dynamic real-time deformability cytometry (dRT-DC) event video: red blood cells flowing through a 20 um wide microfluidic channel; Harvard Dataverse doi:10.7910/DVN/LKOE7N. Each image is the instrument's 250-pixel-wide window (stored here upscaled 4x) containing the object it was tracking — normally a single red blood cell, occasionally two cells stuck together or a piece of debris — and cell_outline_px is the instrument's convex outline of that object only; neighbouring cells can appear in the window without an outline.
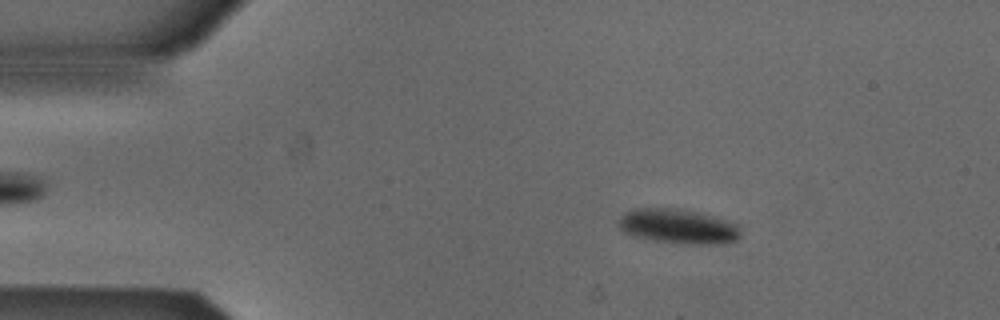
{"species": "Egyptian fruit bat (a non-hibernating species)", "species_latin": "Rousettus aegyptiacus", "temperature_condition": "cold", "stored_images_in_passage": 52, "camera_frame_rate_fps": 3000, "um_per_image_px": 0.085, "animal": {"sex": "male"}, "frame": {"image": 1, "passage_image": 8, "time_ms": 2.333, "image_size_px": [1000, 320], "cell_outline_px": [[740, 236], [736, 240], [720, 244], [688, 244], [656, 240], [632, 236], [624, 232], [620, 228], [620, 216], [624, 212], [632, 208], [680, 208], [712, 216], [740, 224]], "centroid_in_image_um": [57.66, 19.23], "position_along_channel_um": 27.3, "area_um2": 24.68}}
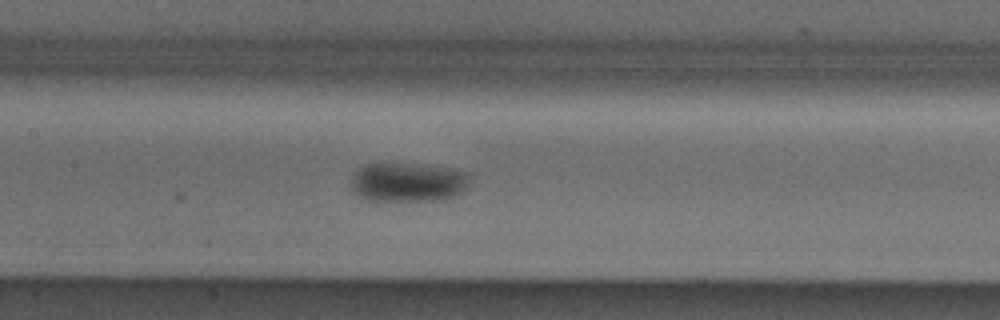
{"frame": {"image": 2, "passage_image": 24, "time_ms": 7.667, "image_size_px": [1000, 320], "cell_outline_px": [[472, 176], [468, 188], [464, 192], [452, 196], [432, 200], [368, 200], [356, 196], [352, 192], [348, 184], [352, 176], [360, 168], [368, 164], [420, 164], [452, 168], [468, 172]], "centroid_in_image_um": [34.69, 15.48], "position_along_channel_um": 172.7, "area_um2": 27.46}}
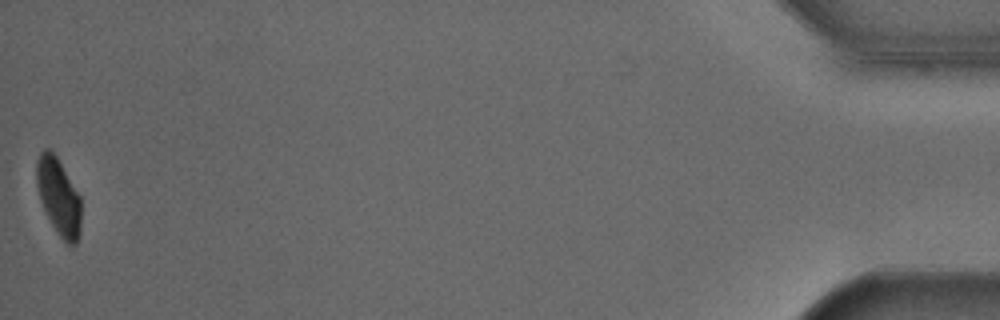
{"frame": {"image": 3, "passage_image": 52, "time_ms": 17.0, "image_size_px": [1000, 320], "cell_outline_px": [[80, 236], [76, 244], [68, 244], [60, 236], [44, 212], [40, 200], [36, 184], [36, 160], [40, 152], [44, 148], [48, 148], [56, 156], [80, 196]], "centroid_in_image_um": [4.96, 16.71], "position_along_channel_um": 430.2, "area_um2": 19.88}, "authors_computed_cell_mechanics": {"area_um2": 24.7673, "velocity_mm_per_s": 3.8472, "shape_relaxation_time_tau1_ms": 1.9119, "shape_relaxation_time_tau2_ms": null, "deformation_change_tau1": 0.0776, "deformation_change_tau2": null}}